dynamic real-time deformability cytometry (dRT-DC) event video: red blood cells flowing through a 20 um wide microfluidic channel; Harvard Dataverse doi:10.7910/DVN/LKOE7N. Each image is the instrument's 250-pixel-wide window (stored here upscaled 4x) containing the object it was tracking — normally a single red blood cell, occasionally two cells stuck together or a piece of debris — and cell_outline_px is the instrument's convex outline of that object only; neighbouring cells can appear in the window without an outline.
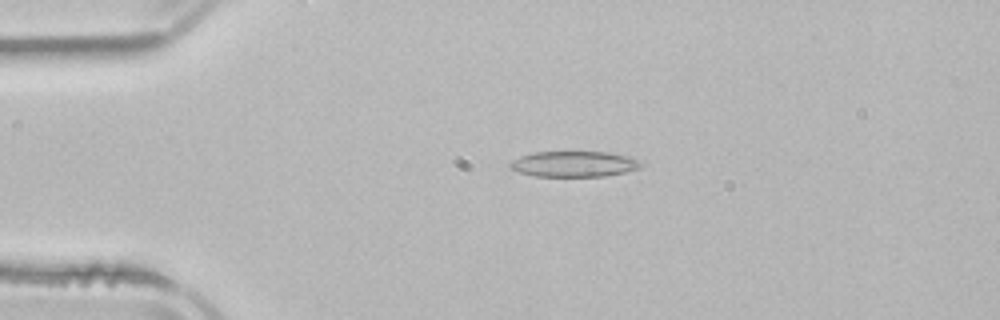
{"species": "common noctule bat (a hibernating species)", "species_latin": "Nyctalus noctula", "temperature_condition": "room temperature", "stored_images_in_passage": 3, "camera_frame_rate_fps": 3000, "um_per_image_px": 0.085, "animal": {"sex": "male", "body_mass_g": 21.5, "forearm_length_mm": 52.0}, "frame": {"image": 1, "passage_image": 1, "time_ms": 0.0, "image_size_px": [1000, 320], "cell_outline_px": [[644, 164], [640, 168], [624, 172], [604, 176], [536, 176], [520, 172], [512, 168], [508, 164], [512, 160], [520, 156], [536, 152], [608, 152], [632, 156], [644, 160]], "centroid_in_image_um": [48.89, 13.93], "position_along_channel_um": 36.1, "area_um2": 19.71}}
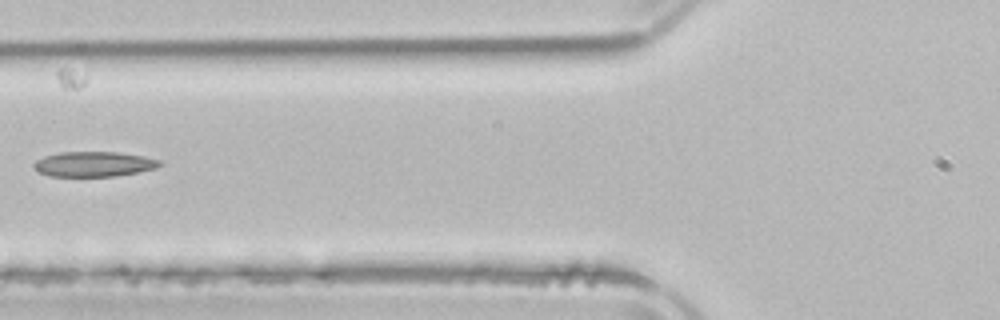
{"frame": {"image": 2, "passage_image": 3, "time_ms": 3.0, "image_size_px": [1000, 320], "cell_outline_px": [[164, 164], [156, 168], [116, 176], [48, 176], [40, 172], [32, 164], [36, 160], [44, 156], [60, 152], [116, 152], [144, 156], [160, 160]], "centroid_in_image_um": [7.99, 13.94], "position_along_channel_um": 117.8, "area_um2": 18.32}}